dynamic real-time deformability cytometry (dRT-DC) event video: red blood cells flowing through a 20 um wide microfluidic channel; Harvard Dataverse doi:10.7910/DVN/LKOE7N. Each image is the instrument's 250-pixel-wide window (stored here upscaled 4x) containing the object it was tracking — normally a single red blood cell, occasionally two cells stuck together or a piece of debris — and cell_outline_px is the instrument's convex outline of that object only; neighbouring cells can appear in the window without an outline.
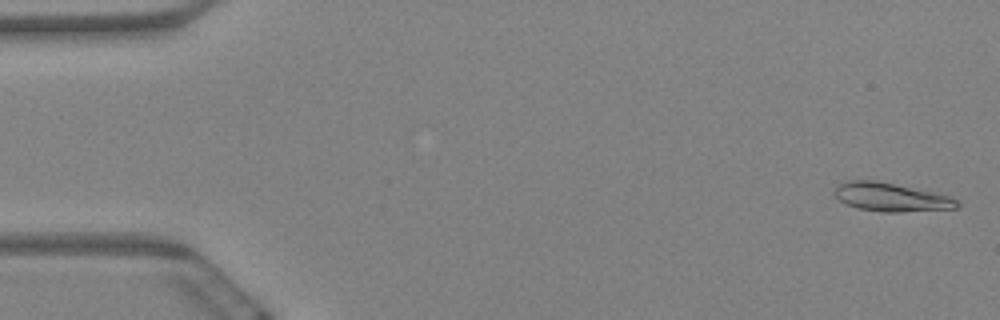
{"species": "Egyptian fruit bat (a non-hibernating species)", "species_latin": "Rousettus aegyptiacus", "temperature_condition": "warm", "stored_images_in_passage": 6, "camera_frame_rate_fps": 3000, "um_per_image_px": 0.085, "animal": {"sex": "female"}, "frame": {"image": 1, "passage_image": 1, "time_ms": 0.0, "image_size_px": [1000, 320], "cell_outline_px": [[960, 208], [900, 212], [884, 212], [860, 208], [848, 204], [832, 196], [832, 192], [844, 180], [876, 180], [932, 192], [948, 196], [956, 200], [960, 204]], "centroid_in_image_um": [75.71, 16.75], "position_along_channel_um": 9.3, "area_um2": 20.23}}
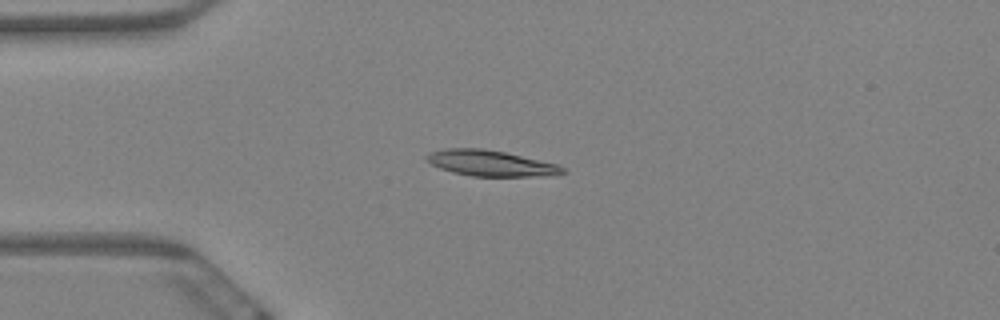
{"frame": {"image": 2, "passage_image": 5, "time_ms": 1.333, "image_size_px": [1000, 320], "cell_outline_px": [[568, 172], [556, 176], [472, 176], [452, 172], [440, 168], [424, 160], [424, 156], [428, 152], [444, 148], [484, 148], [504, 152], [556, 164], [564, 168]], "centroid_in_image_um": [41.68, 13.87], "position_along_channel_um": 43.3, "area_um2": 20.63}}